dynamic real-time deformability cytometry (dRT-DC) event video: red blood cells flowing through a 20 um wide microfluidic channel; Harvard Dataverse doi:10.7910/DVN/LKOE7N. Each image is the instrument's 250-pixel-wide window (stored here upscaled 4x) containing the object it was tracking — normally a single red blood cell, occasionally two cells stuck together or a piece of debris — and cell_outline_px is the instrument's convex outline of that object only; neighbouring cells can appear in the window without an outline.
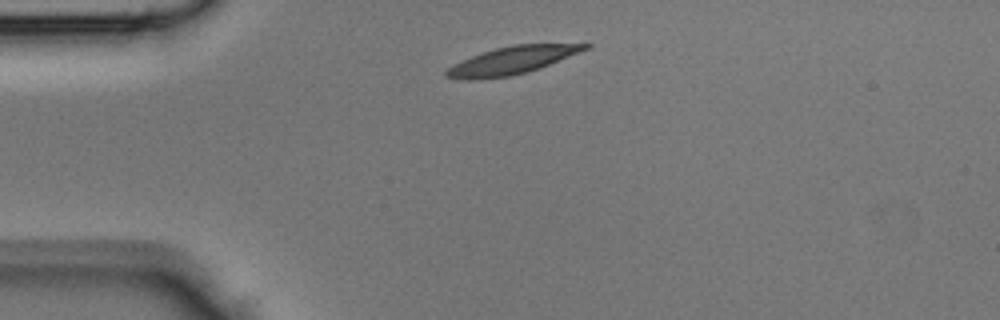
{"species": "Egyptian fruit bat (a non-hibernating species)", "species_latin": "Rousettus aegyptiacus", "temperature_condition": "room temperature", "stored_images_in_passage": 34, "camera_frame_rate_fps": 3000, "um_per_image_px": 0.085, "animal": {"sex": "male"}, "frame": {"image": 1, "passage_image": 1, "time_ms": 0.0, "image_size_px": [1000, 320], "cell_outline_px": [[592, 44], [588, 48], [548, 64], [524, 72], [508, 76], [468, 80], [464, 80], [444, 76], [444, 72], [452, 64], [472, 56], [496, 48], [512, 44]], "centroid_in_image_um": [43.41, 5.13], "position_along_channel_um": 41.6, "area_um2": 21.62}}
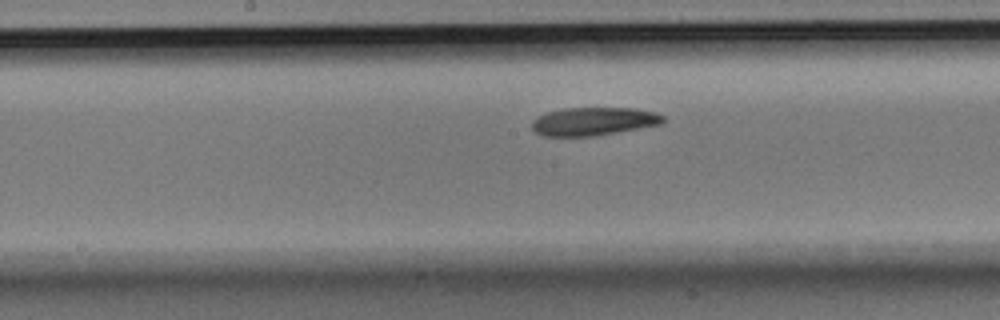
{"frame": {"image": 2, "passage_image": 13, "time_ms": 4.0, "image_size_px": [1000, 320], "cell_outline_px": [[664, 120], [660, 124], [616, 132], [592, 136], [544, 136], [536, 132], [532, 128], [532, 120], [548, 112], [564, 108], [636, 108], [656, 112], [664, 116]], "centroid_in_image_um": [50.46, 10.31], "position_along_channel_um": 197.7, "area_um2": 21.33}}
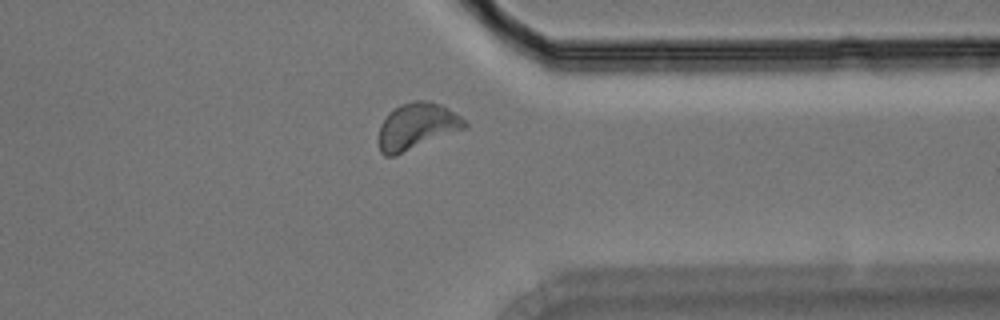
{"frame": {"image": 3, "passage_image": 25, "time_ms": 8.0, "image_size_px": [1000, 320], "cell_outline_px": [[468, 128], [396, 156], [384, 156], [380, 152], [380, 124], [388, 112], [400, 104], [416, 100], [428, 100], [440, 104], [448, 108], [468, 120]], "centroid_in_image_um": [35.48, 10.73], "position_along_channel_um": 375.9, "area_um2": 23.76}}